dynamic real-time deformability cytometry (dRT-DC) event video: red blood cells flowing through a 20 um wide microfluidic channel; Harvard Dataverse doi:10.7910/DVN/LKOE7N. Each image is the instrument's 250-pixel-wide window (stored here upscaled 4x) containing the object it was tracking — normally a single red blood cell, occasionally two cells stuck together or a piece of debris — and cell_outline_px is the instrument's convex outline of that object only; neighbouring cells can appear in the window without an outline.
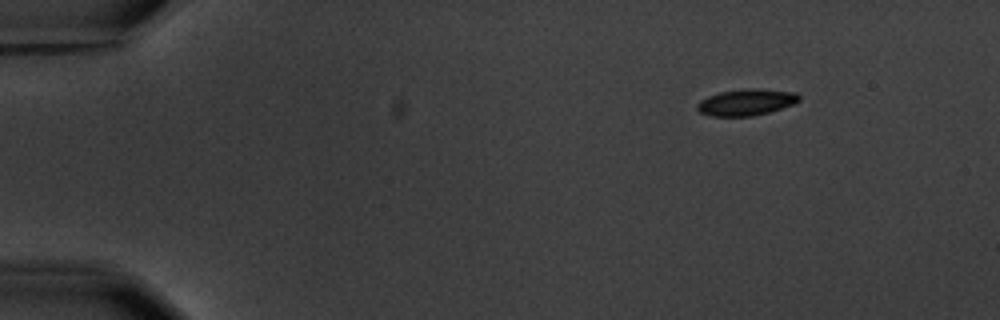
{"species": "common noctule bat (a hibernating species)", "species_latin": "Nyctalus noctula", "temperature_condition": "warm", "stored_images_in_passage": 4, "segment_of_instrument_passage": [2, 2], "camera_frame_rate_fps": 3000, "um_per_image_px": 0.085, "animal": {"sex": "male", "body_mass_g": 20.1, "forearm_length_mm": 53.5}, "frame": {"image": 1, "passage_image": 4, "time_ms": 4.333, "image_size_px": [1000, 320], "cell_outline_px": [[800, 100], [792, 104], [768, 112], [752, 116], [712, 116], [700, 112], [696, 108], [696, 104], [700, 100], [708, 96], [720, 92], [744, 88], [756, 88], [796, 92], [800, 96]], "centroid_in_image_um": [63.41, 8.68], "position_along_channel_um": 21.6, "area_um2": 15.66}}